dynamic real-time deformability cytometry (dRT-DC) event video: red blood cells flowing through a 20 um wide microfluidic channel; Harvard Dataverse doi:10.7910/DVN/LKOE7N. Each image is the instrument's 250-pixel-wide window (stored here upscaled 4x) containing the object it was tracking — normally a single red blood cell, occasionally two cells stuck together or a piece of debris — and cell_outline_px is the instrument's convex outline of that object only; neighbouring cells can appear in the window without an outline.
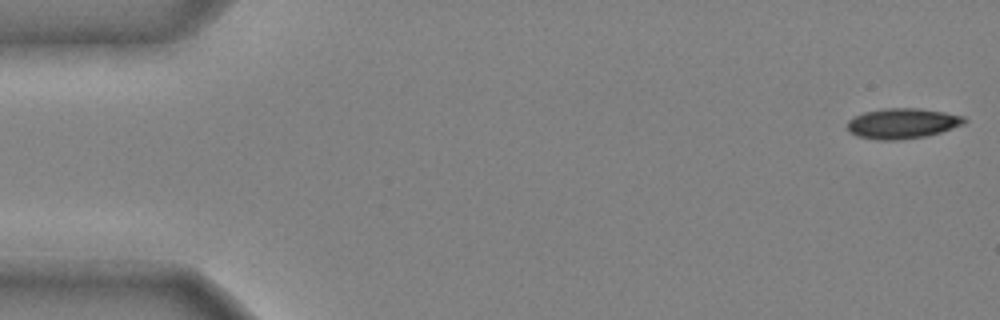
{"species": "common noctule bat (a hibernating species)", "species_latin": "Nyctalus noctula", "temperature_condition": "cold", "stored_images_in_passage": 45, "camera_frame_rate_fps": 3000, "um_per_image_px": 0.085, "animal": {"sex": "male", "body_mass_g": 20.4}, "frame": {"image": 1, "passage_image": 1, "time_ms": 0.0, "image_size_px": [1000, 320], "cell_outline_px": [[968, 120], [964, 124], [940, 132], [924, 136], [900, 140], [876, 140], [856, 136], [848, 132], [848, 120], [864, 112], [884, 108], [920, 108], [944, 112], [964, 116]], "centroid_in_image_um": [76.69, 10.49], "position_along_channel_um": 8.3, "area_um2": 20.75}}
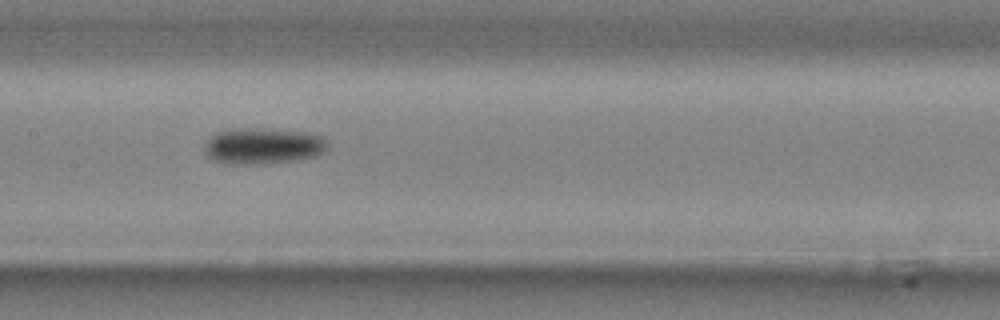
{"frame": {"image": 2, "passage_image": 24, "time_ms": 7.667, "image_size_px": [1000, 320], "cell_outline_px": [[328, 148], [324, 152], [316, 156], [296, 160], [260, 164], [224, 164], [208, 156], [204, 152], [204, 144], [216, 132], [228, 128], [264, 128], [304, 132], [324, 136], [328, 144]], "centroid_in_image_um": [22.35, 12.4], "position_along_channel_um": 185.0, "area_um2": 26.3}}
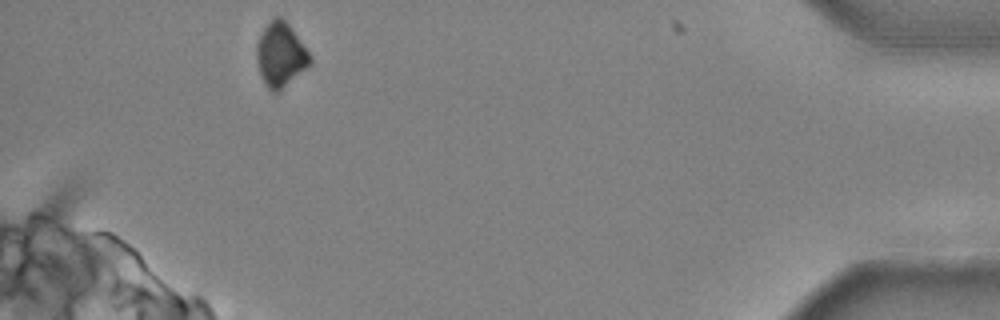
{"frame": {"image": 3, "passage_image": 45, "time_ms": 14.667, "image_size_px": [1000, 320], "cell_outline_px": [[312, 64], [276, 92], [272, 92], [264, 84], [256, 60], [256, 44], [264, 28], [272, 16], [280, 16], [288, 24], [312, 56]], "centroid_in_image_um": [23.84, 4.63], "position_along_channel_um": 411.4, "area_um2": 19.83}, "authors_computed_cell_mechanics": {"area_um2": 22.831, "velocity_mm_per_s": 3.9919, "shape_relaxation_time_tau1_ms": 2.9756, "shape_relaxation_time_tau2_ms": null, "deformation_change_tau1": 0.1122, "deformation_change_tau2": null}}